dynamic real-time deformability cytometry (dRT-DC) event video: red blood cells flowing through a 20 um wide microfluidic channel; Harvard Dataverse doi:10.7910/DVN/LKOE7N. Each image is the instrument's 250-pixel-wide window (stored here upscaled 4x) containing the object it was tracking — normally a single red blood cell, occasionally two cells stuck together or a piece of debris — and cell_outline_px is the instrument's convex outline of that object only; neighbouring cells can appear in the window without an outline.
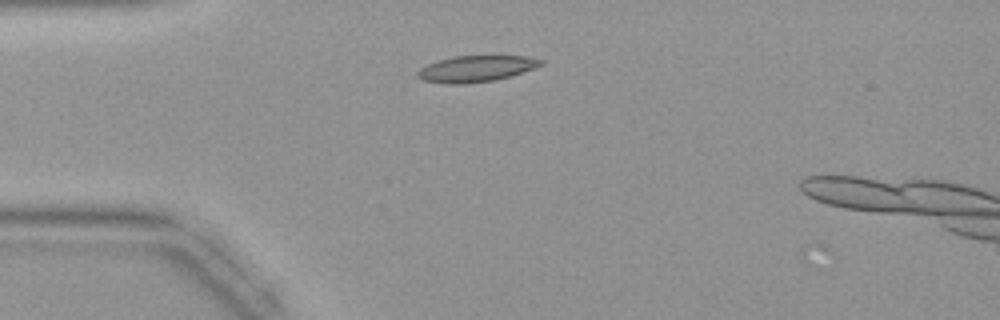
{"species": "common noctule bat (a hibernating species)", "species_latin": "Nyctalus noctula", "temperature_condition": "warm", "stored_images_in_passage": 5, "camera_frame_rate_fps": 3000, "um_per_image_px": 0.085, "animal": {"sex": "female", "body_mass_g": 19.9}, "frame": {"image": 1, "passage_image": 4, "time_ms": 1.0, "image_size_px": [1000, 320], "cell_outline_px": [[544, 64], [512, 76], [496, 80], [464, 84], [448, 84], [424, 80], [416, 76], [416, 72], [420, 68], [428, 64], [440, 60], [456, 56], [528, 56], [544, 60]], "centroid_in_image_um": [40.49, 5.84], "position_along_channel_um": 44.5, "area_um2": 18.84}}